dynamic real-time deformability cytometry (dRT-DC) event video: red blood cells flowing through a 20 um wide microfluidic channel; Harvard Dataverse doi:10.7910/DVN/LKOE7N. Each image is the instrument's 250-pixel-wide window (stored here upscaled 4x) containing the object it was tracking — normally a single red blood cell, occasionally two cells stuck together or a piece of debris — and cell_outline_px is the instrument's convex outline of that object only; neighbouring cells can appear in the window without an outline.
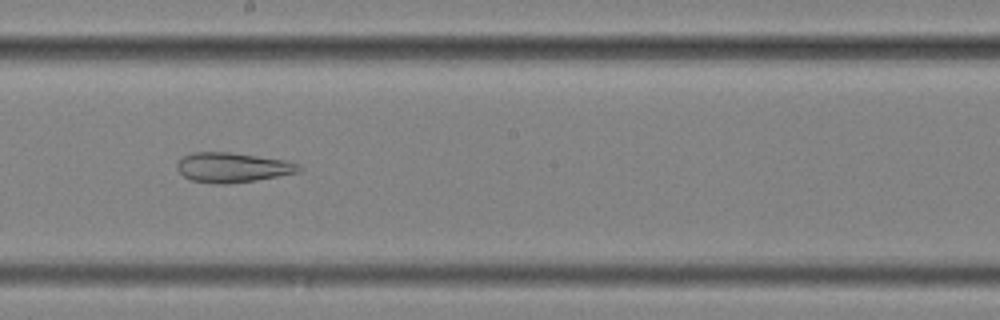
{"species": "common noctule bat (a hibernating species)", "species_latin": "Nyctalus noctula", "temperature_condition": "cold", "stored_images_in_passage": 9, "camera_frame_rate_fps": 3000, "um_per_image_px": 0.085, "animal": {"sex": "female", "body_mass_g": 25.1}, "frame": {"image": 1, "passage_image": 9, "time_ms": 2.667, "image_size_px": [1000, 320], "cell_outline_px": [[304, 168], [300, 172], [252, 180], [224, 184], [216, 184], [192, 180], [184, 176], [176, 168], [176, 164], [184, 156], [192, 152], [232, 152], [288, 160], [300, 164]], "centroid_in_image_um": [19.8, 14.21], "position_along_channel_um": 228.4, "area_um2": 21.15}}